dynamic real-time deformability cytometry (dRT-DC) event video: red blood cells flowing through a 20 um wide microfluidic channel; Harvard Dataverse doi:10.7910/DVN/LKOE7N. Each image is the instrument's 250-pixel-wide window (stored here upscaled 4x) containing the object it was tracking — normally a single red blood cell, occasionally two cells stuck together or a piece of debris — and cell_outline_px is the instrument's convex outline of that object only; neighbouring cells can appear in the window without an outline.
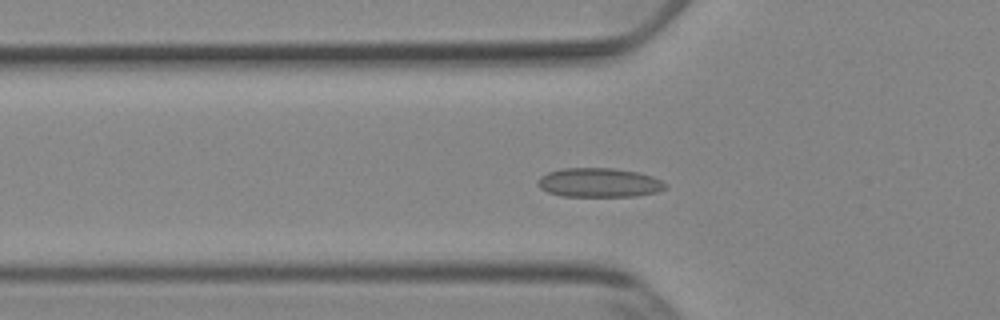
{"species": "Egyptian fruit bat (a non-hibernating species)", "species_latin": "Rousettus aegyptiacus", "temperature_condition": "cold", "stored_images_in_passage": 55, "camera_frame_rate_fps": 3000, "um_per_image_px": 0.085, "animal": {"sex": "female"}, "frame": {"image": 1, "passage_image": 19, "time_ms": 6.0, "image_size_px": [1000, 320], "cell_outline_px": [[668, 188], [656, 192], [636, 196], [560, 196], [548, 192], [540, 188], [536, 184], [536, 180], [540, 176], [548, 172], [560, 168], [612, 168], [636, 172], [652, 176], [668, 184]], "centroid_in_image_um": [50.89, 15.52], "position_along_channel_um": 74.9, "area_um2": 21.85}}
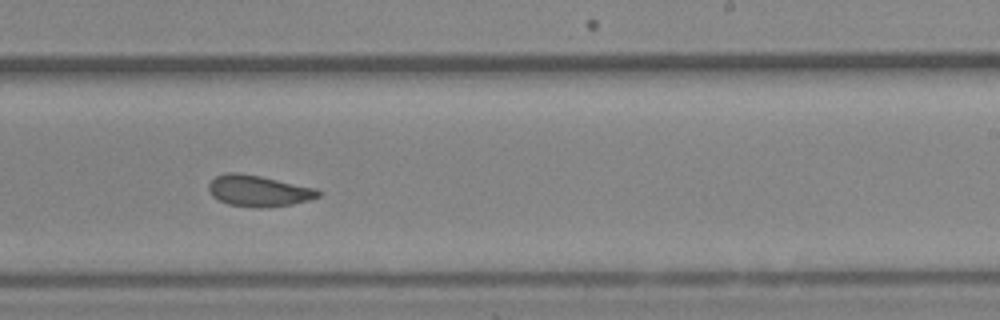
{"frame": {"image": 2, "passage_image": 34, "time_ms": 11.0, "image_size_px": [1000, 320], "cell_outline_px": [[320, 196], [308, 200], [292, 204], [260, 208], [228, 204], [212, 196], [208, 188], [208, 184], [216, 176], [228, 172], [236, 172], [260, 176], [316, 188], [320, 192]], "centroid_in_image_um": [21.96, 16.22], "position_along_channel_um": 267.0, "area_um2": 19.71}}
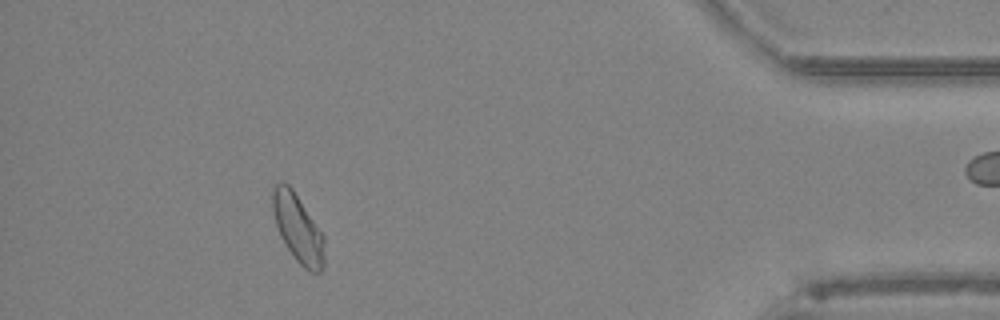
{"frame": {"image": 3, "passage_image": 49, "time_ms": 16.0, "image_size_px": [1000, 320], "cell_outline_px": [[324, 264], [320, 272], [308, 272], [296, 260], [284, 244], [280, 236], [276, 224], [272, 208], [272, 188], [280, 180], [284, 180], [292, 188], [324, 236]], "centroid_in_image_um": [25.3, 19.39], "position_along_channel_um": 409.9, "area_um2": 20.58}, "authors_computed_cell_mechanics": {"area_um2": 20.808, "velocity_mm_per_s": 3.8596, "shape_relaxation_time_tau1_ms": null, "shape_relaxation_time_tau2_ms": 2.1942, "deformation_change_tau1": null, "deformation_change_tau2": 0.0589}}